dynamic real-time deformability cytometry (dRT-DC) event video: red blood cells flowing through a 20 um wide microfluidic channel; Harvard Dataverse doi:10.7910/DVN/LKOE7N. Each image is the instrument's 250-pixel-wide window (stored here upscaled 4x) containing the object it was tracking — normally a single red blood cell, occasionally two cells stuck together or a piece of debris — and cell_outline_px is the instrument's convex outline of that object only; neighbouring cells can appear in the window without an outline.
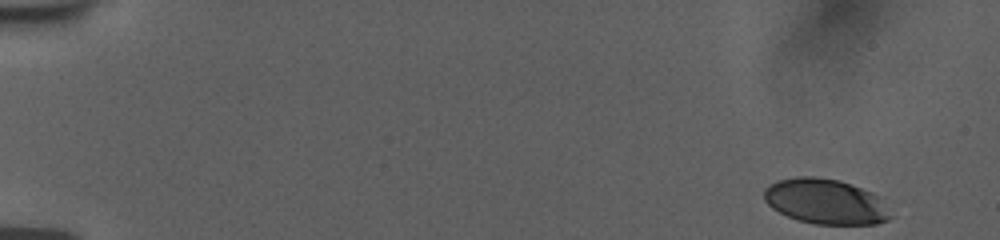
{"species": "human", "species_latin": "Homo sapiens", "temperature_condition": "room temperature", "stored_images_in_passage": 25, "camera_frame_rate_fps": 3000, "um_per_image_px": 0.085, "donor": {"sex": "female"}, "frame": {"image": 1, "passage_image": 1, "time_ms": 0.0, "image_size_px": [1000, 240], "cell_outline_px": [[892, 216], [888, 220], [876, 224], [816, 224], [796, 220], [772, 208], [764, 200], [764, 188], [776, 180], [796, 176], [812, 176], [840, 180], [872, 192], [880, 196]], "centroid_in_image_um": [70.16, 17.12], "position_along_channel_um": 14.8, "area_um2": 33.52}}
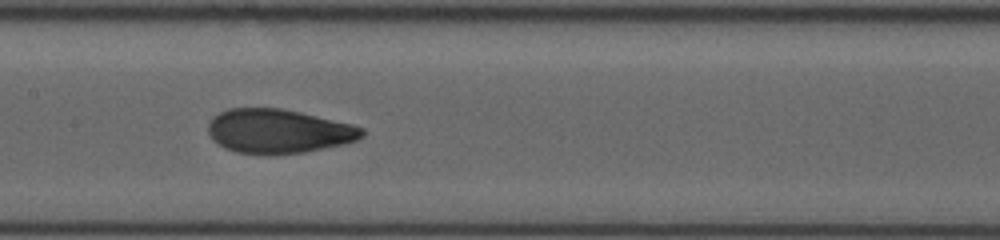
{"frame": {"image": 2, "passage_image": 11, "time_ms": 3.333, "image_size_px": [1000, 240], "cell_outline_px": [[364, 136], [356, 140], [344, 144], [304, 152], [236, 152], [224, 148], [212, 140], [208, 132], [208, 124], [212, 116], [228, 108], [280, 108], [300, 112], [352, 124], [364, 128]], "centroid_in_image_um": [23.65, 11.12], "position_along_channel_um": 183.7, "area_um2": 39.02}}
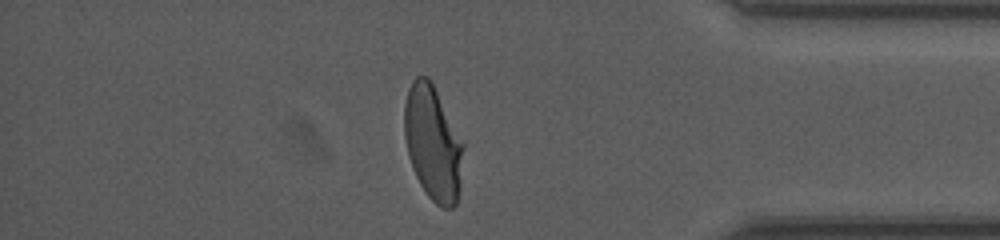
{"frame": {"image": 3, "passage_image": 22, "time_ms": 7.0, "image_size_px": [1000, 240], "cell_outline_px": [[464, 144], [460, 188], [456, 204], [452, 208], [444, 208], [436, 204], [428, 196], [420, 184], [412, 168], [408, 156], [404, 136], [404, 104], [408, 88], [412, 80], [416, 76], [428, 76], [432, 80], [464, 140]], "centroid_in_image_um": [36.81, 12.12], "position_along_channel_um": 398.4, "area_um2": 40.23}}